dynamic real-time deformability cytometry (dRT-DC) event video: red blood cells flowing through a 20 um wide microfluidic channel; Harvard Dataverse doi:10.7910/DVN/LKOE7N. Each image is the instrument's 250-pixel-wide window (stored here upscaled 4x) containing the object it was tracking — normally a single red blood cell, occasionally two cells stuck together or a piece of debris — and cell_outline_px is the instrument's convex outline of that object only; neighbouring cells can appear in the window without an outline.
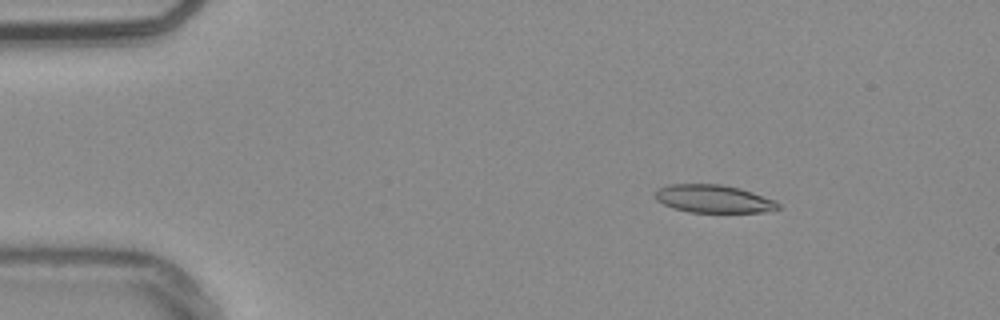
{"species": "common noctule bat (a hibernating species)", "species_latin": "Nyctalus noctula", "temperature_condition": "warm", "stored_images_in_passage": 48, "camera_frame_rate_fps": 3000, "um_per_image_px": 0.085, "animal": {"sex": "male", "body_mass_g": 20.4}, "frame": {"image": 1, "passage_image": 2, "time_ms": 0.333, "image_size_px": [1000, 320], "cell_outline_px": [[780, 208], [768, 212], [688, 212], [672, 208], [656, 200], [652, 192], [668, 184], [720, 184], [740, 188], [776, 200], [780, 204]], "centroid_in_image_um": [60.64, 16.9], "position_along_channel_um": 24.4, "area_um2": 20.23}}
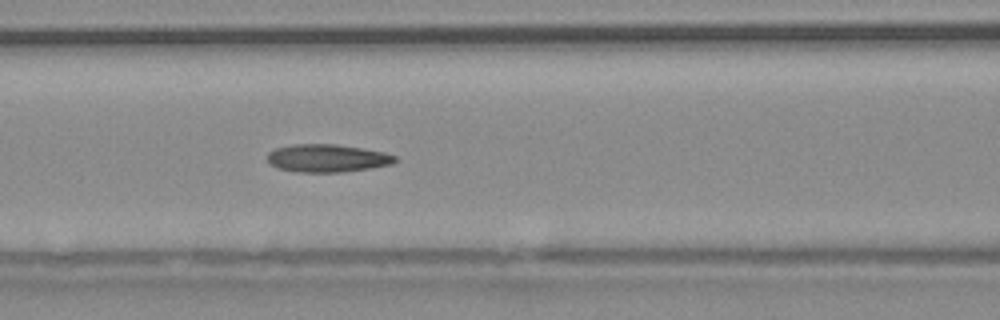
{"frame": {"image": 2, "passage_image": 17, "time_ms": 5.333, "image_size_px": [1000, 320], "cell_outline_px": [[396, 160], [392, 164], [368, 168], [340, 172], [296, 172], [276, 168], [268, 160], [268, 152], [276, 148], [292, 144], [336, 144], [364, 148], [384, 152], [396, 156]], "centroid_in_image_um": [27.8, 13.44], "position_along_channel_um": 138.8, "area_um2": 20.69}}
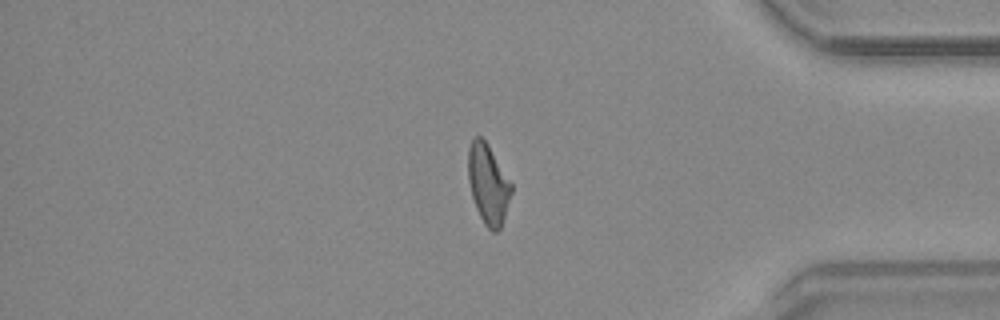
{"frame": {"image": 3, "passage_image": 39, "time_ms": 12.667, "image_size_px": [1000, 320], "cell_outline_px": [[512, 192], [500, 228], [496, 232], [492, 232], [484, 224], [476, 208], [472, 196], [468, 180], [468, 148], [472, 140], [476, 136], [480, 136], [488, 144], [512, 184]], "centroid_in_image_um": [41.48, 15.64], "position_along_channel_um": 393.7, "area_um2": 19.88}, "authors_computed_cell_mechanics": {"area_um2": 20.23, "velocity_mm_per_s": 3.8178, "shape_relaxation_time_tau1_ms": 6.8696, "shape_relaxation_time_tau2_ms": 2.3369, "deformation_change_tau1": 0.211, "deformation_change_tau2": 0.1033}}